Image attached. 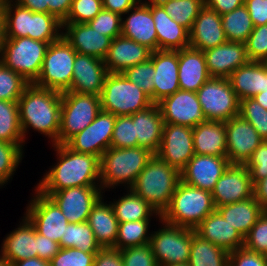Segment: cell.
Instances as JSON below:
<instances>
[{
    "label": "cell",
    "mask_w": 267,
    "mask_h": 266,
    "mask_svg": "<svg viewBox=\"0 0 267 266\" xmlns=\"http://www.w3.org/2000/svg\"><path fill=\"white\" fill-rule=\"evenodd\" d=\"M52 146L57 151L58 162L35 187L38 191L57 192L71 187L100 186L99 157L75 152L66 144Z\"/></svg>",
    "instance_id": "6da1fadb"
},
{
    "label": "cell",
    "mask_w": 267,
    "mask_h": 266,
    "mask_svg": "<svg viewBox=\"0 0 267 266\" xmlns=\"http://www.w3.org/2000/svg\"><path fill=\"white\" fill-rule=\"evenodd\" d=\"M62 93L29 84L18 99L20 124L25 136L33 128L58 144Z\"/></svg>",
    "instance_id": "7a4b0ae2"
},
{
    "label": "cell",
    "mask_w": 267,
    "mask_h": 266,
    "mask_svg": "<svg viewBox=\"0 0 267 266\" xmlns=\"http://www.w3.org/2000/svg\"><path fill=\"white\" fill-rule=\"evenodd\" d=\"M154 155L149 149L139 146L108 148L100 157L101 190L114 188L115 185L123 183L131 189L140 172Z\"/></svg>",
    "instance_id": "3957f363"
},
{
    "label": "cell",
    "mask_w": 267,
    "mask_h": 266,
    "mask_svg": "<svg viewBox=\"0 0 267 266\" xmlns=\"http://www.w3.org/2000/svg\"><path fill=\"white\" fill-rule=\"evenodd\" d=\"M181 180L180 172L156 155L138 175L131 189L160 215L168 208Z\"/></svg>",
    "instance_id": "277c9868"
},
{
    "label": "cell",
    "mask_w": 267,
    "mask_h": 266,
    "mask_svg": "<svg viewBox=\"0 0 267 266\" xmlns=\"http://www.w3.org/2000/svg\"><path fill=\"white\" fill-rule=\"evenodd\" d=\"M216 207L212 193L179 181L170 205L161 215L167 223L195 229Z\"/></svg>",
    "instance_id": "5b68a950"
},
{
    "label": "cell",
    "mask_w": 267,
    "mask_h": 266,
    "mask_svg": "<svg viewBox=\"0 0 267 266\" xmlns=\"http://www.w3.org/2000/svg\"><path fill=\"white\" fill-rule=\"evenodd\" d=\"M101 110L115 116L132 115L153 103L150 97L122 73H108L100 94Z\"/></svg>",
    "instance_id": "8992f818"
},
{
    "label": "cell",
    "mask_w": 267,
    "mask_h": 266,
    "mask_svg": "<svg viewBox=\"0 0 267 266\" xmlns=\"http://www.w3.org/2000/svg\"><path fill=\"white\" fill-rule=\"evenodd\" d=\"M48 45L29 37L4 38L0 61L32 84L41 72Z\"/></svg>",
    "instance_id": "52a82bcc"
},
{
    "label": "cell",
    "mask_w": 267,
    "mask_h": 266,
    "mask_svg": "<svg viewBox=\"0 0 267 266\" xmlns=\"http://www.w3.org/2000/svg\"><path fill=\"white\" fill-rule=\"evenodd\" d=\"M101 111L100 96L66 91L62 93L58 144H66L90 125Z\"/></svg>",
    "instance_id": "ba28073f"
},
{
    "label": "cell",
    "mask_w": 267,
    "mask_h": 266,
    "mask_svg": "<svg viewBox=\"0 0 267 266\" xmlns=\"http://www.w3.org/2000/svg\"><path fill=\"white\" fill-rule=\"evenodd\" d=\"M76 51L62 36L48 45L41 72L33 83L41 88L66 92L72 85Z\"/></svg>",
    "instance_id": "9c48e42d"
},
{
    "label": "cell",
    "mask_w": 267,
    "mask_h": 266,
    "mask_svg": "<svg viewBox=\"0 0 267 266\" xmlns=\"http://www.w3.org/2000/svg\"><path fill=\"white\" fill-rule=\"evenodd\" d=\"M196 94L208 121L226 122L239 115L240 100L228 78L210 77Z\"/></svg>",
    "instance_id": "30bf717a"
},
{
    "label": "cell",
    "mask_w": 267,
    "mask_h": 266,
    "mask_svg": "<svg viewBox=\"0 0 267 266\" xmlns=\"http://www.w3.org/2000/svg\"><path fill=\"white\" fill-rule=\"evenodd\" d=\"M160 220L163 228L154 231L149 241L158 266L188 263L192 229Z\"/></svg>",
    "instance_id": "8fae6325"
},
{
    "label": "cell",
    "mask_w": 267,
    "mask_h": 266,
    "mask_svg": "<svg viewBox=\"0 0 267 266\" xmlns=\"http://www.w3.org/2000/svg\"><path fill=\"white\" fill-rule=\"evenodd\" d=\"M31 199L25 216L34 225L36 231L52 241L60 243L69 222L58 205L37 189Z\"/></svg>",
    "instance_id": "7c38bea8"
},
{
    "label": "cell",
    "mask_w": 267,
    "mask_h": 266,
    "mask_svg": "<svg viewBox=\"0 0 267 266\" xmlns=\"http://www.w3.org/2000/svg\"><path fill=\"white\" fill-rule=\"evenodd\" d=\"M161 161L181 172L195 155L193 128L164 123L162 141L155 154Z\"/></svg>",
    "instance_id": "4fadbf2b"
},
{
    "label": "cell",
    "mask_w": 267,
    "mask_h": 266,
    "mask_svg": "<svg viewBox=\"0 0 267 266\" xmlns=\"http://www.w3.org/2000/svg\"><path fill=\"white\" fill-rule=\"evenodd\" d=\"M116 116L101 110L94 121L83 131L74 135L66 145L75 152L97 157L110 148Z\"/></svg>",
    "instance_id": "5bb4252c"
},
{
    "label": "cell",
    "mask_w": 267,
    "mask_h": 266,
    "mask_svg": "<svg viewBox=\"0 0 267 266\" xmlns=\"http://www.w3.org/2000/svg\"><path fill=\"white\" fill-rule=\"evenodd\" d=\"M101 192L100 186H79L41 193L58 205L69 223H82L88 220L93 205L102 196Z\"/></svg>",
    "instance_id": "9a60e30c"
},
{
    "label": "cell",
    "mask_w": 267,
    "mask_h": 266,
    "mask_svg": "<svg viewBox=\"0 0 267 266\" xmlns=\"http://www.w3.org/2000/svg\"><path fill=\"white\" fill-rule=\"evenodd\" d=\"M211 193L216 208L252 198L254 185L245 164H229Z\"/></svg>",
    "instance_id": "2e32d148"
},
{
    "label": "cell",
    "mask_w": 267,
    "mask_h": 266,
    "mask_svg": "<svg viewBox=\"0 0 267 266\" xmlns=\"http://www.w3.org/2000/svg\"><path fill=\"white\" fill-rule=\"evenodd\" d=\"M227 158L230 164H246L254 150L264 141L241 115L225 122Z\"/></svg>",
    "instance_id": "e0dca14e"
},
{
    "label": "cell",
    "mask_w": 267,
    "mask_h": 266,
    "mask_svg": "<svg viewBox=\"0 0 267 266\" xmlns=\"http://www.w3.org/2000/svg\"><path fill=\"white\" fill-rule=\"evenodd\" d=\"M164 123L194 128L206 118L196 92L178 90L158 103Z\"/></svg>",
    "instance_id": "ac0fdd59"
},
{
    "label": "cell",
    "mask_w": 267,
    "mask_h": 266,
    "mask_svg": "<svg viewBox=\"0 0 267 266\" xmlns=\"http://www.w3.org/2000/svg\"><path fill=\"white\" fill-rule=\"evenodd\" d=\"M230 162L227 156L194 155L180 172L181 181L212 192Z\"/></svg>",
    "instance_id": "d6986e66"
},
{
    "label": "cell",
    "mask_w": 267,
    "mask_h": 266,
    "mask_svg": "<svg viewBox=\"0 0 267 266\" xmlns=\"http://www.w3.org/2000/svg\"><path fill=\"white\" fill-rule=\"evenodd\" d=\"M108 73L104 60L95 56L76 53L72 85L68 91L100 96Z\"/></svg>",
    "instance_id": "ffe728a7"
},
{
    "label": "cell",
    "mask_w": 267,
    "mask_h": 266,
    "mask_svg": "<svg viewBox=\"0 0 267 266\" xmlns=\"http://www.w3.org/2000/svg\"><path fill=\"white\" fill-rule=\"evenodd\" d=\"M141 1L125 13L129 15L125 20L122 17L121 35L146 46L152 52L157 51L158 39L152 17V4Z\"/></svg>",
    "instance_id": "44dd1931"
},
{
    "label": "cell",
    "mask_w": 267,
    "mask_h": 266,
    "mask_svg": "<svg viewBox=\"0 0 267 266\" xmlns=\"http://www.w3.org/2000/svg\"><path fill=\"white\" fill-rule=\"evenodd\" d=\"M211 77L228 78L239 67L249 62L245 43L226 41L203 51Z\"/></svg>",
    "instance_id": "7402d4cb"
},
{
    "label": "cell",
    "mask_w": 267,
    "mask_h": 266,
    "mask_svg": "<svg viewBox=\"0 0 267 266\" xmlns=\"http://www.w3.org/2000/svg\"><path fill=\"white\" fill-rule=\"evenodd\" d=\"M155 74L154 104L180 90L178 80V50H157L151 53Z\"/></svg>",
    "instance_id": "603a6c76"
},
{
    "label": "cell",
    "mask_w": 267,
    "mask_h": 266,
    "mask_svg": "<svg viewBox=\"0 0 267 266\" xmlns=\"http://www.w3.org/2000/svg\"><path fill=\"white\" fill-rule=\"evenodd\" d=\"M62 25L65 30L62 36L77 53L105 59L112 41L110 37L100 34L88 23H62Z\"/></svg>",
    "instance_id": "cb8c5ba5"
},
{
    "label": "cell",
    "mask_w": 267,
    "mask_h": 266,
    "mask_svg": "<svg viewBox=\"0 0 267 266\" xmlns=\"http://www.w3.org/2000/svg\"><path fill=\"white\" fill-rule=\"evenodd\" d=\"M226 41L221 15L204 6L189 31V47L205 51Z\"/></svg>",
    "instance_id": "d4e9b609"
},
{
    "label": "cell",
    "mask_w": 267,
    "mask_h": 266,
    "mask_svg": "<svg viewBox=\"0 0 267 266\" xmlns=\"http://www.w3.org/2000/svg\"><path fill=\"white\" fill-rule=\"evenodd\" d=\"M151 53L146 46L119 35L111 41L104 63L109 73H123L129 67L147 61Z\"/></svg>",
    "instance_id": "484cf974"
},
{
    "label": "cell",
    "mask_w": 267,
    "mask_h": 266,
    "mask_svg": "<svg viewBox=\"0 0 267 266\" xmlns=\"http://www.w3.org/2000/svg\"><path fill=\"white\" fill-rule=\"evenodd\" d=\"M194 230L228 253L244 246V237L217 210L210 213Z\"/></svg>",
    "instance_id": "4316f807"
},
{
    "label": "cell",
    "mask_w": 267,
    "mask_h": 266,
    "mask_svg": "<svg viewBox=\"0 0 267 266\" xmlns=\"http://www.w3.org/2000/svg\"><path fill=\"white\" fill-rule=\"evenodd\" d=\"M210 77L203 51L191 47L178 50L180 90L197 92Z\"/></svg>",
    "instance_id": "83f0119b"
},
{
    "label": "cell",
    "mask_w": 267,
    "mask_h": 266,
    "mask_svg": "<svg viewBox=\"0 0 267 266\" xmlns=\"http://www.w3.org/2000/svg\"><path fill=\"white\" fill-rule=\"evenodd\" d=\"M135 122V137L138 146L147 148L156 154L162 141L164 120L158 104H152L148 108L137 111L131 115Z\"/></svg>",
    "instance_id": "f1b7e54d"
},
{
    "label": "cell",
    "mask_w": 267,
    "mask_h": 266,
    "mask_svg": "<svg viewBox=\"0 0 267 266\" xmlns=\"http://www.w3.org/2000/svg\"><path fill=\"white\" fill-rule=\"evenodd\" d=\"M239 100L267 92V66L264 62L249 61L228 77Z\"/></svg>",
    "instance_id": "f546056e"
},
{
    "label": "cell",
    "mask_w": 267,
    "mask_h": 266,
    "mask_svg": "<svg viewBox=\"0 0 267 266\" xmlns=\"http://www.w3.org/2000/svg\"><path fill=\"white\" fill-rule=\"evenodd\" d=\"M2 243L1 253L10 263L37 257L35 227L26 216Z\"/></svg>",
    "instance_id": "4dcf8cb0"
},
{
    "label": "cell",
    "mask_w": 267,
    "mask_h": 266,
    "mask_svg": "<svg viewBox=\"0 0 267 266\" xmlns=\"http://www.w3.org/2000/svg\"><path fill=\"white\" fill-rule=\"evenodd\" d=\"M152 17L158 39V50H181L189 47V31L177 24L159 4H152Z\"/></svg>",
    "instance_id": "1f68e13d"
},
{
    "label": "cell",
    "mask_w": 267,
    "mask_h": 266,
    "mask_svg": "<svg viewBox=\"0 0 267 266\" xmlns=\"http://www.w3.org/2000/svg\"><path fill=\"white\" fill-rule=\"evenodd\" d=\"M193 146L196 155L227 156L225 122H201L193 128Z\"/></svg>",
    "instance_id": "d6a6232c"
},
{
    "label": "cell",
    "mask_w": 267,
    "mask_h": 266,
    "mask_svg": "<svg viewBox=\"0 0 267 266\" xmlns=\"http://www.w3.org/2000/svg\"><path fill=\"white\" fill-rule=\"evenodd\" d=\"M102 196L93 205L87 223L102 248L114 247L118 232V220L110 204L104 203Z\"/></svg>",
    "instance_id": "836d02e7"
},
{
    "label": "cell",
    "mask_w": 267,
    "mask_h": 266,
    "mask_svg": "<svg viewBox=\"0 0 267 266\" xmlns=\"http://www.w3.org/2000/svg\"><path fill=\"white\" fill-rule=\"evenodd\" d=\"M216 210L244 238L265 211L255 196L244 201L222 205Z\"/></svg>",
    "instance_id": "e575fe53"
},
{
    "label": "cell",
    "mask_w": 267,
    "mask_h": 266,
    "mask_svg": "<svg viewBox=\"0 0 267 266\" xmlns=\"http://www.w3.org/2000/svg\"><path fill=\"white\" fill-rule=\"evenodd\" d=\"M189 266H229V253L192 229Z\"/></svg>",
    "instance_id": "d590c367"
},
{
    "label": "cell",
    "mask_w": 267,
    "mask_h": 266,
    "mask_svg": "<svg viewBox=\"0 0 267 266\" xmlns=\"http://www.w3.org/2000/svg\"><path fill=\"white\" fill-rule=\"evenodd\" d=\"M117 201L112 202V208L118 223L131 222L138 220H150L154 214L161 215L152 208L142 197L138 196L132 189Z\"/></svg>",
    "instance_id": "8d00e7d4"
},
{
    "label": "cell",
    "mask_w": 267,
    "mask_h": 266,
    "mask_svg": "<svg viewBox=\"0 0 267 266\" xmlns=\"http://www.w3.org/2000/svg\"><path fill=\"white\" fill-rule=\"evenodd\" d=\"M0 12L4 22V38L29 37L30 9L19 3L7 2L0 6Z\"/></svg>",
    "instance_id": "74e56055"
},
{
    "label": "cell",
    "mask_w": 267,
    "mask_h": 266,
    "mask_svg": "<svg viewBox=\"0 0 267 266\" xmlns=\"http://www.w3.org/2000/svg\"><path fill=\"white\" fill-rule=\"evenodd\" d=\"M59 245L60 248H75L88 253H97L102 248L87 221L69 223Z\"/></svg>",
    "instance_id": "f35d334b"
},
{
    "label": "cell",
    "mask_w": 267,
    "mask_h": 266,
    "mask_svg": "<svg viewBox=\"0 0 267 266\" xmlns=\"http://www.w3.org/2000/svg\"><path fill=\"white\" fill-rule=\"evenodd\" d=\"M221 18L227 41L245 43L254 29L249 12L244 4L229 13L221 15Z\"/></svg>",
    "instance_id": "ab89813d"
},
{
    "label": "cell",
    "mask_w": 267,
    "mask_h": 266,
    "mask_svg": "<svg viewBox=\"0 0 267 266\" xmlns=\"http://www.w3.org/2000/svg\"><path fill=\"white\" fill-rule=\"evenodd\" d=\"M61 29L62 22L56 16L30 10L29 38L50 44L62 37Z\"/></svg>",
    "instance_id": "60d3db41"
},
{
    "label": "cell",
    "mask_w": 267,
    "mask_h": 266,
    "mask_svg": "<svg viewBox=\"0 0 267 266\" xmlns=\"http://www.w3.org/2000/svg\"><path fill=\"white\" fill-rule=\"evenodd\" d=\"M0 141L24 143L18 102L0 100Z\"/></svg>",
    "instance_id": "b9f144b4"
},
{
    "label": "cell",
    "mask_w": 267,
    "mask_h": 266,
    "mask_svg": "<svg viewBox=\"0 0 267 266\" xmlns=\"http://www.w3.org/2000/svg\"><path fill=\"white\" fill-rule=\"evenodd\" d=\"M150 220H138L118 224L116 243L113 248L125 249L148 244L151 234L148 235Z\"/></svg>",
    "instance_id": "7bdbcfd3"
},
{
    "label": "cell",
    "mask_w": 267,
    "mask_h": 266,
    "mask_svg": "<svg viewBox=\"0 0 267 266\" xmlns=\"http://www.w3.org/2000/svg\"><path fill=\"white\" fill-rule=\"evenodd\" d=\"M160 5L177 24L190 31L205 3L204 0H170Z\"/></svg>",
    "instance_id": "ee69618b"
},
{
    "label": "cell",
    "mask_w": 267,
    "mask_h": 266,
    "mask_svg": "<svg viewBox=\"0 0 267 266\" xmlns=\"http://www.w3.org/2000/svg\"><path fill=\"white\" fill-rule=\"evenodd\" d=\"M23 143H9L0 141V186L6 184L23 156Z\"/></svg>",
    "instance_id": "f6af8a7d"
},
{
    "label": "cell",
    "mask_w": 267,
    "mask_h": 266,
    "mask_svg": "<svg viewBox=\"0 0 267 266\" xmlns=\"http://www.w3.org/2000/svg\"><path fill=\"white\" fill-rule=\"evenodd\" d=\"M30 83L0 61V100L18 102Z\"/></svg>",
    "instance_id": "bcb514c9"
},
{
    "label": "cell",
    "mask_w": 267,
    "mask_h": 266,
    "mask_svg": "<svg viewBox=\"0 0 267 266\" xmlns=\"http://www.w3.org/2000/svg\"><path fill=\"white\" fill-rule=\"evenodd\" d=\"M122 74L145 92L150 97L152 103H154L153 77L155 70L153 61L150 58L145 62L129 67Z\"/></svg>",
    "instance_id": "7dc6e473"
},
{
    "label": "cell",
    "mask_w": 267,
    "mask_h": 266,
    "mask_svg": "<svg viewBox=\"0 0 267 266\" xmlns=\"http://www.w3.org/2000/svg\"><path fill=\"white\" fill-rule=\"evenodd\" d=\"M239 115L254 127L264 141L267 140V110L255 99L241 100Z\"/></svg>",
    "instance_id": "c3c4849f"
},
{
    "label": "cell",
    "mask_w": 267,
    "mask_h": 266,
    "mask_svg": "<svg viewBox=\"0 0 267 266\" xmlns=\"http://www.w3.org/2000/svg\"><path fill=\"white\" fill-rule=\"evenodd\" d=\"M110 147H138L137 137H135V122L131 115L116 116Z\"/></svg>",
    "instance_id": "681fc988"
},
{
    "label": "cell",
    "mask_w": 267,
    "mask_h": 266,
    "mask_svg": "<svg viewBox=\"0 0 267 266\" xmlns=\"http://www.w3.org/2000/svg\"><path fill=\"white\" fill-rule=\"evenodd\" d=\"M102 9V0H73L70 12L62 23H88Z\"/></svg>",
    "instance_id": "f907efd6"
},
{
    "label": "cell",
    "mask_w": 267,
    "mask_h": 266,
    "mask_svg": "<svg viewBox=\"0 0 267 266\" xmlns=\"http://www.w3.org/2000/svg\"><path fill=\"white\" fill-rule=\"evenodd\" d=\"M244 247L267 256V210L259 216L244 238Z\"/></svg>",
    "instance_id": "816d5d0a"
},
{
    "label": "cell",
    "mask_w": 267,
    "mask_h": 266,
    "mask_svg": "<svg viewBox=\"0 0 267 266\" xmlns=\"http://www.w3.org/2000/svg\"><path fill=\"white\" fill-rule=\"evenodd\" d=\"M245 47L249 61L267 60V24L254 27L245 42Z\"/></svg>",
    "instance_id": "f5cc1de1"
},
{
    "label": "cell",
    "mask_w": 267,
    "mask_h": 266,
    "mask_svg": "<svg viewBox=\"0 0 267 266\" xmlns=\"http://www.w3.org/2000/svg\"><path fill=\"white\" fill-rule=\"evenodd\" d=\"M121 20L122 16L120 14L102 9L88 24L100 34L113 40L121 35Z\"/></svg>",
    "instance_id": "db71d44e"
},
{
    "label": "cell",
    "mask_w": 267,
    "mask_h": 266,
    "mask_svg": "<svg viewBox=\"0 0 267 266\" xmlns=\"http://www.w3.org/2000/svg\"><path fill=\"white\" fill-rule=\"evenodd\" d=\"M95 255L75 248H60L49 263L50 266H93Z\"/></svg>",
    "instance_id": "11a10c76"
},
{
    "label": "cell",
    "mask_w": 267,
    "mask_h": 266,
    "mask_svg": "<svg viewBox=\"0 0 267 266\" xmlns=\"http://www.w3.org/2000/svg\"><path fill=\"white\" fill-rule=\"evenodd\" d=\"M124 266H158L150 244L120 250Z\"/></svg>",
    "instance_id": "9f6ffc18"
},
{
    "label": "cell",
    "mask_w": 267,
    "mask_h": 266,
    "mask_svg": "<svg viewBox=\"0 0 267 266\" xmlns=\"http://www.w3.org/2000/svg\"><path fill=\"white\" fill-rule=\"evenodd\" d=\"M245 166L250 172L253 185L267 177V140L254 150Z\"/></svg>",
    "instance_id": "6f0895ef"
},
{
    "label": "cell",
    "mask_w": 267,
    "mask_h": 266,
    "mask_svg": "<svg viewBox=\"0 0 267 266\" xmlns=\"http://www.w3.org/2000/svg\"><path fill=\"white\" fill-rule=\"evenodd\" d=\"M229 266H267V256L243 246L229 253Z\"/></svg>",
    "instance_id": "680465c9"
},
{
    "label": "cell",
    "mask_w": 267,
    "mask_h": 266,
    "mask_svg": "<svg viewBox=\"0 0 267 266\" xmlns=\"http://www.w3.org/2000/svg\"><path fill=\"white\" fill-rule=\"evenodd\" d=\"M254 27L267 24V0H244Z\"/></svg>",
    "instance_id": "91938a15"
},
{
    "label": "cell",
    "mask_w": 267,
    "mask_h": 266,
    "mask_svg": "<svg viewBox=\"0 0 267 266\" xmlns=\"http://www.w3.org/2000/svg\"><path fill=\"white\" fill-rule=\"evenodd\" d=\"M35 240L37 241V257L42 260L50 262L60 250L59 243L39 234L36 229Z\"/></svg>",
    "instance_id": "94428289"
},
{
    "label": "cell",
    "mask_w": 267,
    "mask_h": 266,
    "mask_svg": "<svg viewBox=\"0 0 267 266\" xmlns=\"http://www.w3.org/2000/svg\"><path fill=\"white\" fill-rule=\"evenodd\" d=\"M93 266H124L120 250L113 247L101 248L94 257Z\"/></svg>",
    "instance_id": "6125c7cd"
},
{
    "label": "cell",
    "mask_w": 267,
    "mask_h": 266,
    "mask_svg": "<svg viewBox=\"0 0 267 266\" xmlns=\"http://www.w3.org/2000/svg\"><path fill=\"white\" fill-rule=\"evenodd\" d=\"M204 3L205 7L223 15L242 6L244 4V0H204Z\"/></svg>",
    "instance_id": "be15d7a7"
},
{
    "label": "cell",
    "mask_w": 267,
    "mask_h": 266,
    "mask_svg": "<svg viewBox=\"0 0 267 266\" xmlns=\"http://www.w3.org/2000/svg\"><path fill=\"white\" fill-rule=\"evenodd\" d=\"M73 0H49L48 13L56 16L61 22H63L71 9Z\"/></svg>",
    "instance_id": "e7e4bbea"
},
{
    "label": "cell",
    "mask_w": 267,
    "mask_h": 266,
    "mask_svg": "<svg viewBox=\"0 0 267 266\" xmlns=\"http://www.w3.org/2000/svg\"><path fill=\"white\" fill-rule=\"evenodd\" d=\"M140 0H102L103 9L115 12L121 16L133 8Z\"/></svg>",
    "instance_id": "03108f58"
},
{
    "label": "cell",
    "mask_w": 267,
    "mask_h": 266,
    "mask_svg": "<svg viewBox=\"0 0 267 266\" xmlns=\"http://www.w3.org/2000/svg\"><path fill=\"white\" fill-rule=\"evenodd\" d=\"M254 196L260 202L262 208L267 210V177L254 185Z\"/></svg>",
    "instance_id": "003e7915"
},
{
    "label": "cell",
    "mask_w": 267,
    "mask_h": 266,
    "mask_svg": "<svg viewBox=\"0 0 267 266\" xmlns=\"http://www.w3.org/2000/svg\"><path fill=\"white\" fill-rule=\"evenodd\" d=\"M19 4L33 12L48 13L49 0H22Z\"/></svg>",
    "instance_id": "a7ac6f4b"
},
{
    "label": "cell",
    "mask_w": 267,
    "mask_h": 266,
    "mask_svg": "<svg viewBox=\"0 0 267 266\" xmlns=\"http://www.w3.org/2000/svg\"><path fill=\"white\" fill-rule=\"evenodd\" d=\"M11 266H50V263L49 261L34 257L11 263Z\"/></svg>",
    "instance_id": "89a4df30"
},
{
    "label": "cell",
    "mask_w": 267,
    "mask_h": 266,
    "mask_svg": "<svg viewBox=\"0 0 267 266\" xmlns=\"http://www.w3.org/2000/svg\"><path fill=\"white\" fill-rule=\"evenodd\" d=\"M252 98L255 99L263 108L267 110V92L264 91L258 93Z\"/></svg>",
    "instance_id": "2644e50d"
},
{
    "label": "cell",
    "mask_w": 267,
    "mask_h": 266,
    "mask_svg": "<svg viewBox=\"0 0 267 266\" xmlns=\"http://www.w3.org/2000/svg\"><path fill=\"white\" fill-rule=\"evenodd\" d=\"M3 40H4V22L2 14L0 12V55L3 47Z\"/></svg>",
    "instance_id": "8c879c8a"
},
{
    "label": "cell",
    "mask_w": 267,
    "mask_h": 266,
    "mask_svg": "<svg viewBox=\"0 0 267 266\" xmlns=\"http://www.w3.org/2000/svg\"><path fill=\"white\" fill-rule=\"evenodd\" d=\"M0 266H11V263L2 254L0 255Z\"/></svg>",
    "instance_id": "753ad0ef"
},
{
    "label": "cell",
    "mask_w": 267,
    "mask_h": 266,
    "mask_svg": "<svg viewBox=\"0 0 267 266\" xmlns=\"http://www.w3.org/2000/svg\"><path fill=\"white\" fill-rule=\"evenodd\" d=\"M167 1H170V0H149V1H144L143 3H146V4H162L164 2H167Z\"/></svg>",
    "instance_id": "34e18365"
},
{
    "label": "cell",
    "mask_w": 267,
    "mask_h": 266,
    "mask_svg": "<svg viewBox=\"0 0 267 266\" xmlns=\"http://www.w3.org/2000/svg\"><path fill=\"white\" fill-rule=\"evenodd\" d=\"M164 266H189L188 263H182V264H172V265H164Z\"/></svg>",
    "instance_id": "11e5206c"
},
{
    "label": "cell",
    "mask_w": 267,
    "mask_h": 266,
    "mask_svg": "<svg viewBox=\"0 0 267 266\" xmlns=\"http://www.w3.org/2000/svg\"><path fill=\"white\" fill-rule=\"evenodd\" d=\"M5 3H7V0H0V6L4 5Z\"/></svg>",
    "instance_id": "2a66077c"
},
{
    "label": "cell",
    "mask_w": 267,
    "mask_h": 266,
    "mask_svg": "<svg viewBox=\"0 0 267 266\" xmlns=\"http://www.w3.org/2000/svg\"><path fill=\"white\" fill-rule=\"evenodd\" d=\"M14 1V0H13ZM12 0H7V2H13ZM22 0H15V3H20Z\"/></svg>",
    "instance_id": "b9fcfbb0"
}]
</instances>
